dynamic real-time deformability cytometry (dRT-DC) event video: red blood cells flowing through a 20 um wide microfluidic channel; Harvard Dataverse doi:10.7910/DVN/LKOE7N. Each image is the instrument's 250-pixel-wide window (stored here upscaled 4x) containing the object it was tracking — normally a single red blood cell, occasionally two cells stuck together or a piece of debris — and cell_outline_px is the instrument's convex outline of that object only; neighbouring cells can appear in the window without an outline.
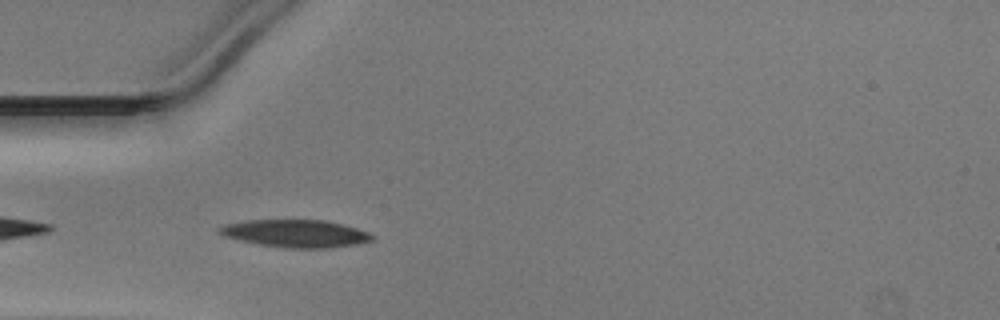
{"species": "Egyptian fruit bat (a non-hibernating species)", "species_latin": "Rousettus aegyptiacus", "temperature_condition": "warm", "stored_images_in_passage": 24, "camera_frame_rate_fps": 3000, "um_per_image_px": 0.085, "animal": {"sex": "male"}, "frame": {"image": 1, "passage_image": 2, "time_ms": 0.333, "image_size_px": [1000, 320], "cell_outline_px": [[376, 236], [372, 240], [356, 244], [324, 248], [288, 248], [260, 244], [240, 240], [224, 236], [216, 232], [216, 228], [224, 224], [244, 220], [324, 220], [344, 224], [368, 232]], "centroid_in_image_um": [25.09, 19.83], "position_along_channel_um": 59.9, "area_um2": 24.57}}
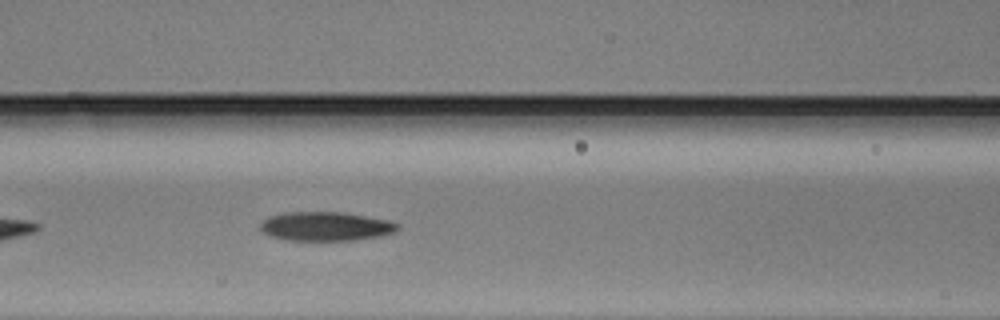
{"frame": {"image": 2, "passage_image": 8, "time_ms": 2.333, "image_size_px": [1000, 320], "cell_outline_px": [[400, 228], [392, 232], [376, 236], [352, 240], [288, 240], [268, 236], [260, 228], [260, 224], [268, 216], [284, 212], [340, 212], [388, 220], [400, 224]], "centroid_in_image_um": [27.63, 19.23], "position_along_channel_um": 139.0, "area_um2": 23.0}}
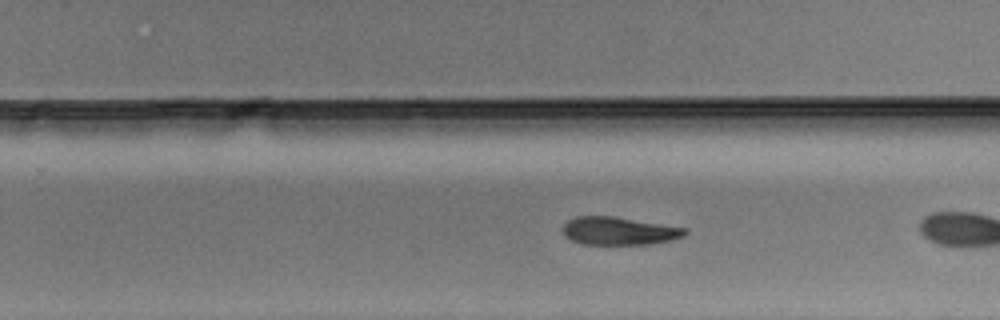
{"frame": {"image": 3, "passage_image": 16, "time_ms": 5.0, "image_size_px": [1000, 320], "cell_outline_px": [[688, 232], [684, 236], [672, 240], [652, 244], [580, 244], [564, 236], [564, 224], [568, 220], [576, 216], [616, 216], [688, 228]], "centroid_in_image_um": [52.65, 19.62], "position_along_channel_um": 277.1, "area_um2": 20.11}}